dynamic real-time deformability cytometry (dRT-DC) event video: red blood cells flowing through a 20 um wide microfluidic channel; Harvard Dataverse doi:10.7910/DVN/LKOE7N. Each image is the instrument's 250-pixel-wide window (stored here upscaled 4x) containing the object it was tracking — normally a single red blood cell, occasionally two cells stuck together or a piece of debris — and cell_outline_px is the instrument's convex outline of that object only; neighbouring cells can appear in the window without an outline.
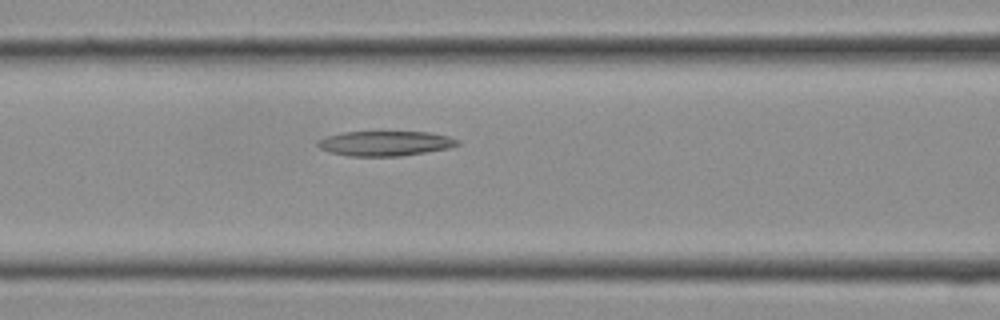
{"species": "Egyptian fruit bat (a non-hibernating species)", "species_latin": "Rousettus aegyptiacus", "temperature_condition": "cold", "stored_images_in_passage": 12, "camera_frame_rate_fps": 3000, "um_per_image_px": 0.085, "frame": {"image": 1, "passage_image": 5, "time_ms": 1.333, "image_size_px": [1000, 320], "cell_outline_px": [[460, 144], [448, 148], [400, 156], [348, 156], [328, 152], [320, 148], [316, 144], [316, 140], [324, 136], [344, 132], [428, 132], [448, 136], [460, 140]], "centroid_in_image_um": [32.69, 12.18], "position_along_channel_um": 133.9, "area_um2": 20.35}}
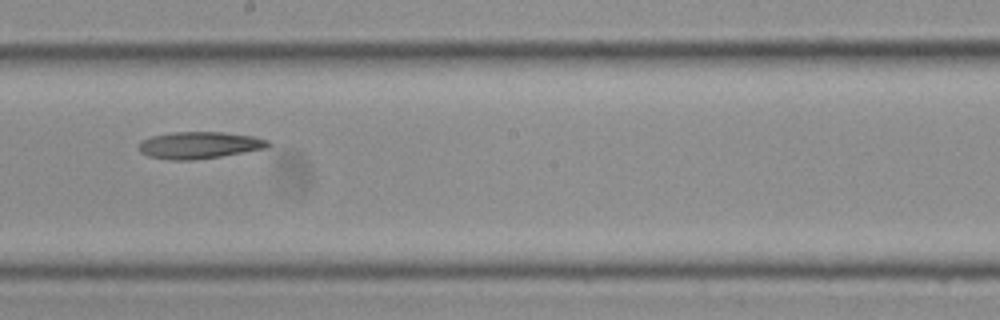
{"frame": {"image": 2, "passage_image": 9, "time_ms": 2.667, "image_size_px": [1000, 320], "cell_outline_px": [[272, 144], [268, 148], [220, 156], [192, 160], [168, 160], [148, 156], [140, 152], [140, 144], [144, 140], [152, 136], [172, 132], [224, 132], [252, 136], [268, 140]], "centroid_in_image_um": [16.98, 12.34], "position_along_channel_um": 231.2, "area_um2": 20.17}}
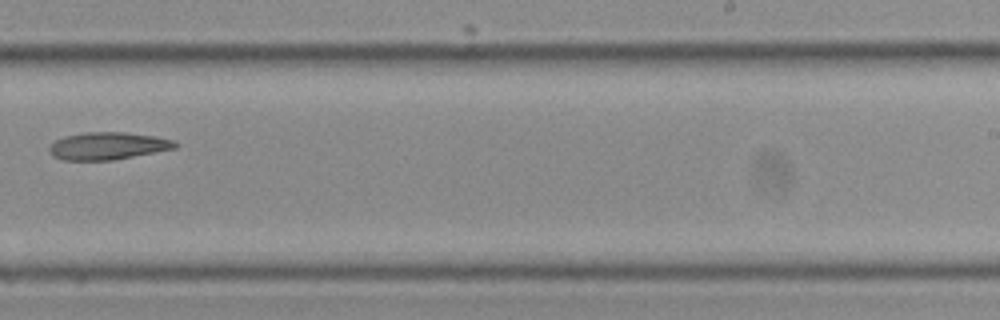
{"frame": {"image": 3, "passage_image": 11, "time_ms": 3.333, "image_size_px": [1000, 320], "cell_outline_px": [[180, 144], [176, 148], [112, 160], [64, 160], [52, 156], [48, 152], [48, 148], [56, 140], [64, 136], [84, 132], [124, 132], [156, 136], [176, 140]], "centroid_in_image_um": [9.18, 12.39], "position_along_channel_um": 279.8, "area_um2": 20.23}}